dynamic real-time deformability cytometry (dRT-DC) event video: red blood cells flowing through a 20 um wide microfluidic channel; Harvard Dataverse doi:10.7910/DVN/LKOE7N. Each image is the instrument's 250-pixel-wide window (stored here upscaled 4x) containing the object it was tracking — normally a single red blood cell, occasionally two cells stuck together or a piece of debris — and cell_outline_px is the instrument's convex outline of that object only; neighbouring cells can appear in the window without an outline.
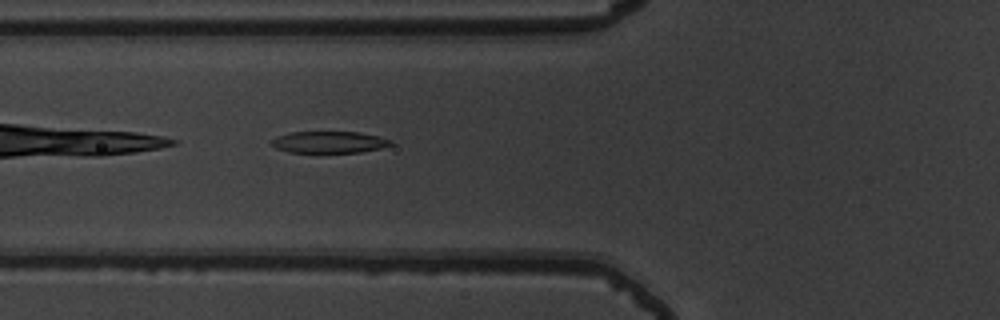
{"species": "common noctule bat (a hibernating species)", "species_latin": "Nyctalus noctula", "temperature_condition": "warm", "stored_images_in_passage": 37, "camera_frame_rate_fps": 3000, "um_per_image_px": 0.085, "animal": {"sex": "male", "body_mass_g": 19.5, "forearm_length_mm": 54.6}, "frame": {"image": 1, "passage_image": 4, "time_ms": 1.0, "image_size_px": [1000, 320], "cell_outline_px": [[392, 144], [380, 148], [360, 152], [288, 152], [276, 148], [272, 144], [272, 140], [276, 136], [292, 132], [360, 132], [380, 136], [392, 140]], "centroid_in_image_um": [27.99, 12.07], "position_along_channel_um": 97.8, "area_um2": 14.97}}
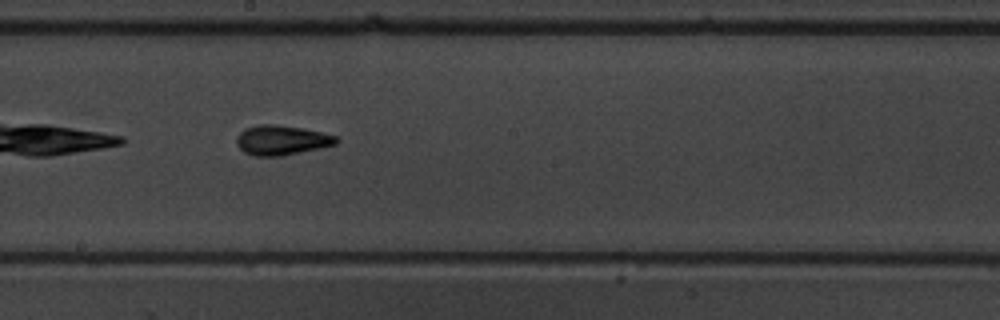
{"frame": {"image": 2, "passage_image": 14, "time_ms": 4.333, "image_size_px": [1000, 320], "cell_outline_px": [[340, 140], [336, 144], [280, 156], [256, 156], [244, 152], [236, 144], [236, 136], [244, 128], [260, 124], [276, 124], [300, 128], [320, 132], [336, 136]], "centroid_in_image_um": [23.89, 11.9], "position_along_channel_um": 224.3, "area_um2": 17.11}}
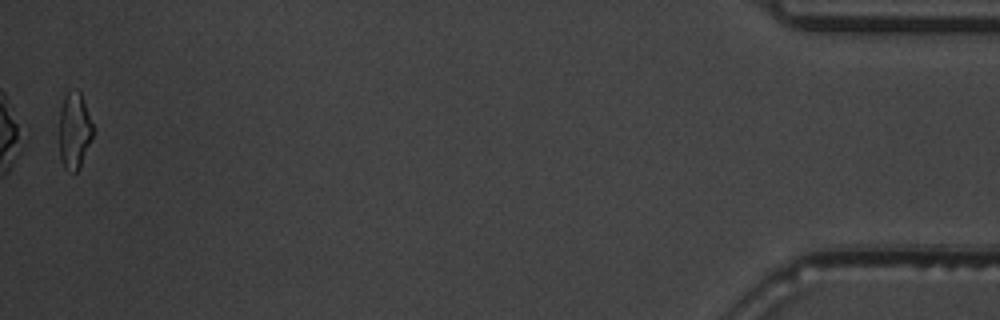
{"frame": {"image": 3, "passage_image": 37, "time_ms": 12.0, "image_size_px": [1000, 320], "cell_outline_px": [[96, 128], [80, 168], [76, 172], [72, 172], [64, 168], [60, 160], [60, 108], [64, 96], [68, 92], [76, 88], [80, 92]], "centroid_in_image_um": [6.35, 11.1], "position_along_channel_um": 428.8, "area_um2": 15.37}, "authors_computed_cell_mechanics": {"area_um2": 15.895, "velocity_mm_per_s": 3.7821, "shape_relaxation_time_tau1_ms": 3.337, "shape_relaxation_time_tau2_ms": 2.1155, "deformation_change_tau1": 0.1839, "deformation_change_tau2": 0.1082}}